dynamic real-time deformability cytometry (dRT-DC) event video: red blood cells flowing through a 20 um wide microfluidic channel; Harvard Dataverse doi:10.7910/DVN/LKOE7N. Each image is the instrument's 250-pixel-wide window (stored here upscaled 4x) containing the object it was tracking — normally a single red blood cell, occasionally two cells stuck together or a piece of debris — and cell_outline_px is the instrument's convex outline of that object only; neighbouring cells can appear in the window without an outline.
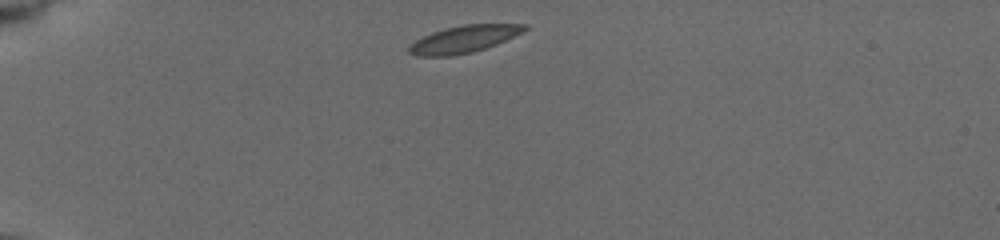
{"species": "common noctule bat (a hibernating species)", "species_latin": "Nyctalus noctula", "temperature_condition": "cold", "stored_images_in_passage": 42, "camera_frame_rate_fps": 3000, "um_per_image_px": 0.085, "animal": {"sex": "female", "body_mass_g": 19.5, "forearm_length_mm": 54.1}, "frame": {"image": 1, "passage_image": 1, "time_ms": 0.0, "image_size_px": [1000, 240], "cell_outline_px": [[528, 28], [496, 44], [472, 52], [448, 56], [416, 56], [408, 52], [408, 48], [416, 40], [432, 32], [464, 24], [528, 24]], "centroid_in_image_um": [39.4, 3.33], "position_along_channel_um": 45.6, "area_um2": 17.8}}
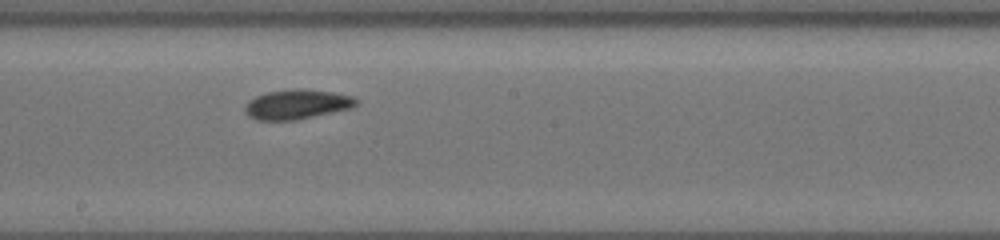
{"frame": {"image": 2, "passage_image": 19, "time_ms": 6.0, "image_size_px": [1000, 240], "cell_outline_px": [[360, 100], [352, 108], [296, 120], [256, 120], [248, 116], [244, 108], [248, 100], [256, 96], [268, 92], [296, 88], [300, 88], [332, 92], [352, 96]], "centroid_in_image_um": [25.24, 8.87], "position_along_channel_um": 223.0, "area_um2": 19.25}}
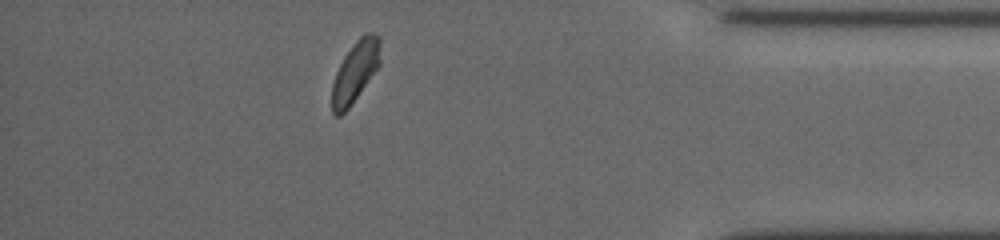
{"frame": {"image": 3, "passage_image": 36, "time_ms": 11.667, "image_size_px": [1000, 240], "cell_outline_px": [[380, 64], [348, 108], [340, 116], [336, 116], [332, 112], [332, 84], [336, 72], [344, 56], [356, 40], [364, 32], [372, 32], [380, 36]], "centroid_in_image_um": [30.2, 6.05], "position_along_channel_um": 405.0, "area_um2": 16.99}, "authors_computed_cell_mechanics": {"area_um2": 17.9469, "velocity_mm_per_s": 3.7081, "shape_relaxation_time_tau1_ms": 3.676, "shape_relaxation_time_tau2_ms": null, "deformation_change_tau1": 0.0878, "deformation_change_tau2": null}}